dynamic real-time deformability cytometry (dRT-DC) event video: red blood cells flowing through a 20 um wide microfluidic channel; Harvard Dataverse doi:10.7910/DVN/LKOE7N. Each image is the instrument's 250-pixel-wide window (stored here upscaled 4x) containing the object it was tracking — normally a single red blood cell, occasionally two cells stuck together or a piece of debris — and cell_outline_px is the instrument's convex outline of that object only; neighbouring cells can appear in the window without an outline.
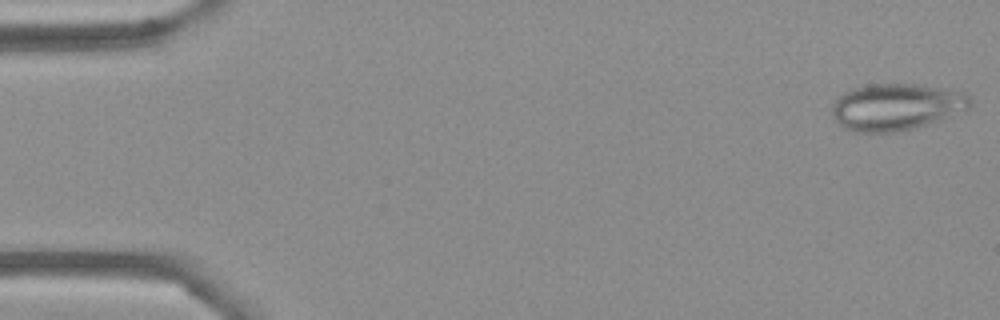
{"species": "Egyptian fruit bat (a non-hibernating species)", "species_latin": "Rousettus aegyptiacus", "temperature_condition": "cold", "stored_images_in_passage": 55, "camera_frame_rate_fps": 3000, "um_per_image_px": 0.085, "frame": {"image": 1, "passage_image": 1, "time_ms": 0.0, "image_size_px": [1000, 320], "cell_outline_px": [[972, 104], [968, 108], [940, 120], [916, 128], [896, 132], [856, 132], [844, 128], [832, 116], [832, 104], [844, 92], [852, 88], [868, 84], [916, 84], [964, 92], [972, 100]], "centroid_in_image_um": [76.17, 9.09], "position_along_channel_um": 8.8, "area_um2": 37.57}}
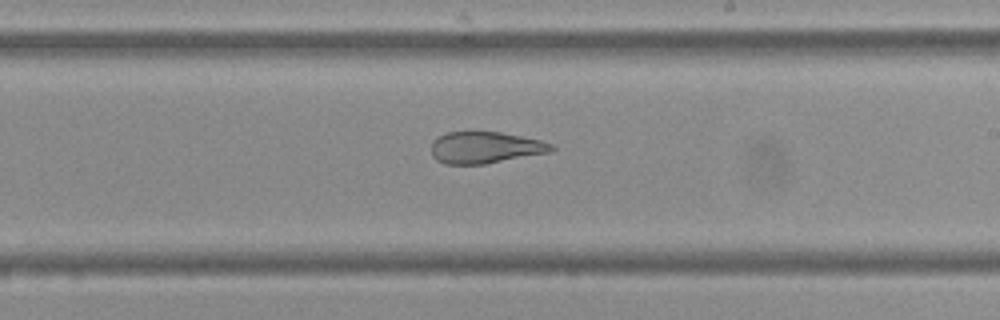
{"frame": {"image": 2, "passage_image": 31, "time_ms": 10.0, "image_size_px": [1000, 320], "cell_outline_px": [[556, 148], [548, 152], [484, 164], [444, 164], [436, 160], [432, 156], [432, 140], [436, 136], [448, 132], [468, 128], [500, 132], [540, 140], [552, 144]], "centroid_in_image_um": [41.15, 12.49], "position_along_channel_um": 247.9, "area_um2": 22.77}}
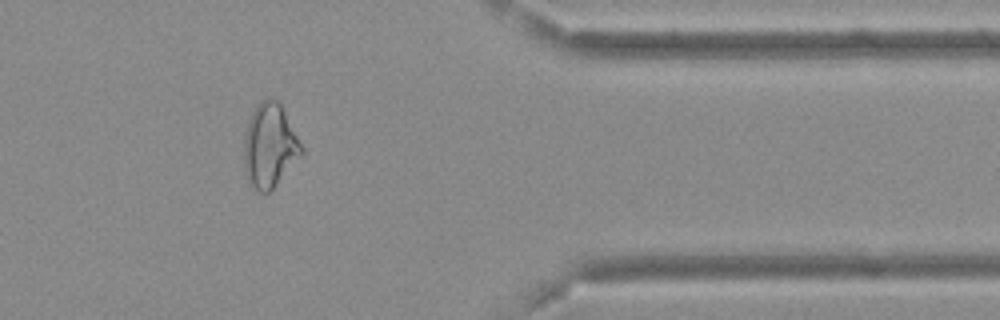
{"frame": {"image": 3, "passage_image": 44, "time_ms": 14.333, "image_size_px": [1000, 320], "cell_outline_px": [[304, 152], [272, 188], [268, 192], [260, 192], [252, 188], [248, 180], [244, 164], [244, 140], [248, 124], [252, 112], [256, 104], [260, 100], [268, 96], [276, 100], [280, 104], [304, 148]], "centroid_in_image_um": [22.91, 12.35], "position_along_channel_um": 388.5, "area_um2": 27.74}}